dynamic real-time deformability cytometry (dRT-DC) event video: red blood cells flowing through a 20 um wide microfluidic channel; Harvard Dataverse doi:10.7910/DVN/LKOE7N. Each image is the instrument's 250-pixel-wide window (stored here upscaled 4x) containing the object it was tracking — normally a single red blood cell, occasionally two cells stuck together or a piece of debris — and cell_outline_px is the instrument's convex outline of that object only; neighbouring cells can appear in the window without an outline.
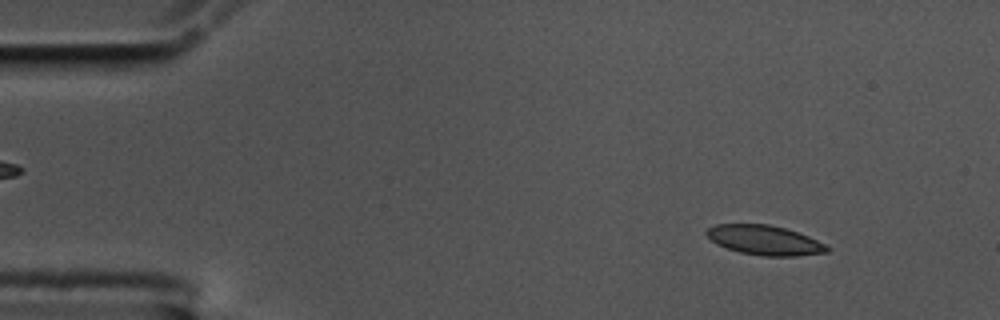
{"species": "common noctule bat (a hibernating species)", "species_latin": "Nyctalus noctula", "temperature_condition": "cold", "stored_images_in_passage": 57, "camera_frame_rate_fps": 3000, "um_per_image_px": 0.085, "animal": {"sex": "male", "body_mass_g": 17.5, "forearm_length_mm": 52.3}, "frame": {"image": 1, "passage_image": 6, "time_ms": 1.667, "image_size_px": [1000, 320], "cell_outline_px": [[828, 252], [796, 256], [764, 256], [740, 252], [716, 244], [704, 232], [708, 228], [716, 224], [768, 224], [784, 228], [808, 236], [824, 244], [828, 248]], "centroid_in_image_um": [64.96, 20.41], "position_along_channel_um": 20.0, "area_um2": 20.52}}
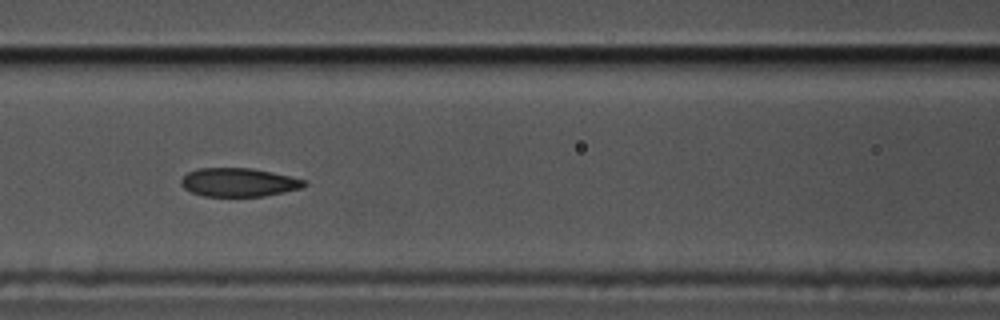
{"frame": {"image": 2, "passage_image": 24, "time_ms": 7.667, "image_size_px": [1000, 320], "cell_outline_px": [[308, 184], [300, 188], [284, 192], [264, 196], [204, 196], [192, 192], [184, 188], [180, 184], [180, 180], [188, 172], [196, 168], [252, 168], [272, 172], [304, 180]], "centroid_in_image_um": [20.26, 15.49], "position_along_channel_um": 146.3, "area_um2": 20.4}}
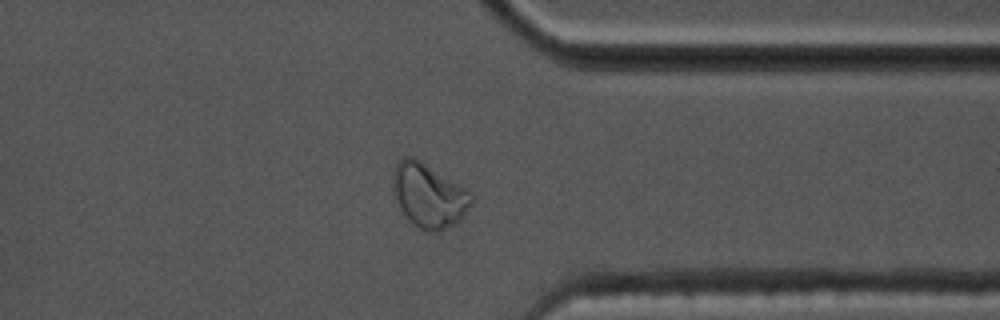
{"frame": {"image": 3, "passage_image": 44, "time_ms": 14.333, "image_size_px": [1000, 320], "cell_outline_px": [[472, 200], [460, 220], [456, 224], [440, 232], [428, 232], [420, 228], [408, 220], [392, 188], [392, 180], [396, 164], [404, 156], [412, 156], [420, 160], [468, 188], [472, 192]], "centroid_in_image_um": [36.48, 16.61], "position_along_channel_um": 374.9, "area_um2": 29.19}, "authors_computed_cell_mechanics": {"area_um2": 21.5594, "velocity_mm_per_s": 3.494, "shape_relaxation_time_tau1_ms": 6.5751, "shape_relaxation_time_tau2_ms": 2.4651, "deformation_change_tau1": 0.1678, "deformation_change_tau2": 0.0628}}